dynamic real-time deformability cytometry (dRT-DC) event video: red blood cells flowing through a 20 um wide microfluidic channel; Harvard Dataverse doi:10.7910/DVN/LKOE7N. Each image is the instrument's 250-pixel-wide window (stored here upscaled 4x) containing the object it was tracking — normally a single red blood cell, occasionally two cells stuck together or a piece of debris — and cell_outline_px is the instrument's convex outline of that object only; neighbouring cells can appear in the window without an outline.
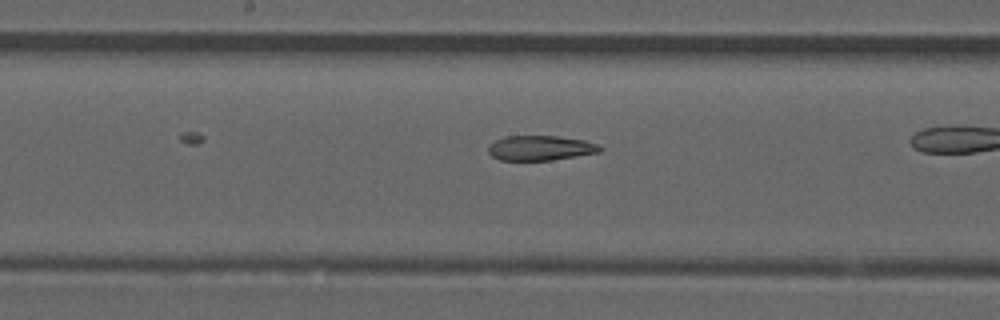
{"species": "common noctule bat (a hibernating species)", "species_latin": "Nyctalus noctula", "temperature_condition": "room temperature", "stored_images_in_passage": 19, "camera_frame_rate_fps": 3000, "um_per_image_px": 0.085, "animal": {"sex": "male", "forearm_length_mm": 52.5}, "frame": {"image": 1, "passage_image": 8, "time_ms": 2.333, "image_size_px": [1000, 320], "cell_outline_px": [[604, 148], [600, 152], [552, 160], [500, 160], [492, 156], [488, 152], [488, 148], [496, 140], [504, 136], [560, 136], [584, 140], [596, 144]], "centroid_in_image_um": [45.95, 12.58], "position_along_channel_um": 202.3, "area_um2": 16.13}}
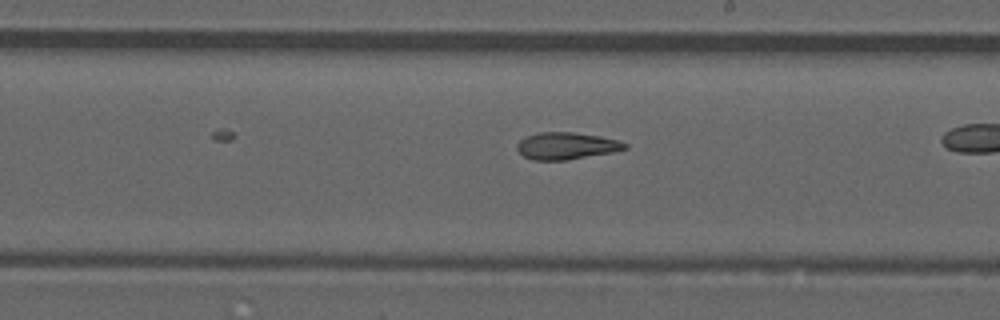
{"frame": {"image": 2, "passage_image": 11, "time_ms": 3.333, "image_size_px": [1000, 320], "cell_outline_px": [[628, 148], [612, 152], [568, 160], [532, 160], [524, 156], [516, 148], [516, 144], [524, 136], [540, 132], [572, 132], [600, 136], [616, 140], [628, 144]], "centroid_in_image_um": [48.11, 12.4], "position_along_channel_um": 240.9, "area_um2": 16.99}}